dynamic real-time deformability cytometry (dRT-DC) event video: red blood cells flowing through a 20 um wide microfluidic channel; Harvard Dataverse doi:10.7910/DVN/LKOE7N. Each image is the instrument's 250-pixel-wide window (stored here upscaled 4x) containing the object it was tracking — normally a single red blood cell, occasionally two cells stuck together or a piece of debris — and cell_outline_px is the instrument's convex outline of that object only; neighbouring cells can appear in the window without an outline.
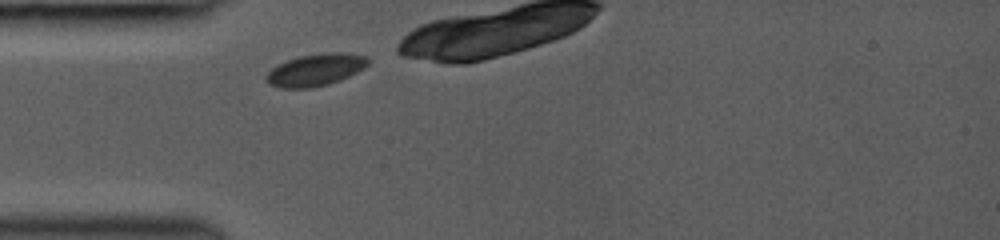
{"species": "common noctule bat (a hibernating species)", "species_latin": "Nyctalus noctula", "temperature_condition": "room temperature", "stored_images_in_passage": 27, "camera_frame_rate_fps": 3000, "um_per_image_px": 0.085, "animal": {"sex": "female", "body_mass_g": 19.0, "forearm_length_mm": 53.3}, "frame": {"image": 1, "passage_image": 1, "time_ms": 0.0, "image_size_px": [1000, 240], "cell_outline_px": [[368, 64], [356, 72], [340, 80], [328, 84], [312, 88], [280, 88], [268, 84], [264, 80], [264, 76], [272, 68], [288, 60], [300, 56], [320, 52], [340, 52], [368, 56]], "centroid_in_image_um": [26.79, 5.94], "position_along_channel_um": 58.2, "area_um2": 19.07}}
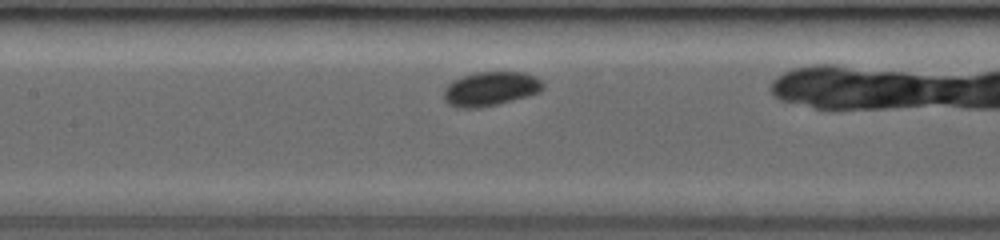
{"frame": {"image": 2, "passage_image": 9, "time_ms": 2.667, "image_size_px": [1000, 240], "cell_outline_px": [[544, 88], [540, 92], [528, 96], [480, 108], [456, 108], [448, 104], [444, 100], [444, 88], [452, 80], [460, 76], [476, 72], [524, 72], [536, 76], [544, 84]], "centroid_in_image_um": [41.68, 7.54], "position_along_channel_um": 165.7, "area_um2": 20.0}}
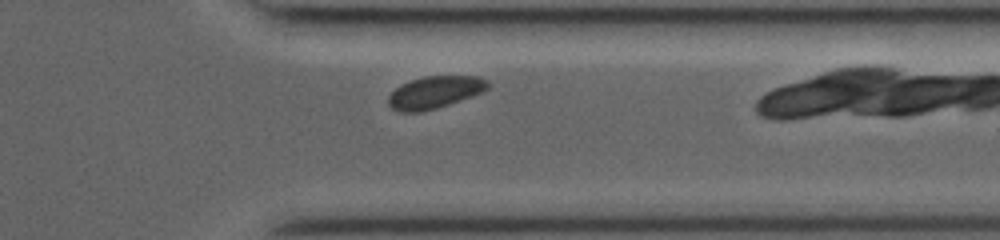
{"frame": {"image": 3, "passage_image": 24, "time_ms": 7.667, "image_size_px": [1000, 240], "cell_outline_px": [[492, 84], [484, 92], [436, 108], [420, 112], [400, 112], [392, 108], [388, 104], [388, 96], [400, 84], [424, 76], [480, 76], [488, 80]], "centroid_in_image_um": [36.99, 7.83], "position_along_channel_um": 374.4, "area_um2": 18.79}}